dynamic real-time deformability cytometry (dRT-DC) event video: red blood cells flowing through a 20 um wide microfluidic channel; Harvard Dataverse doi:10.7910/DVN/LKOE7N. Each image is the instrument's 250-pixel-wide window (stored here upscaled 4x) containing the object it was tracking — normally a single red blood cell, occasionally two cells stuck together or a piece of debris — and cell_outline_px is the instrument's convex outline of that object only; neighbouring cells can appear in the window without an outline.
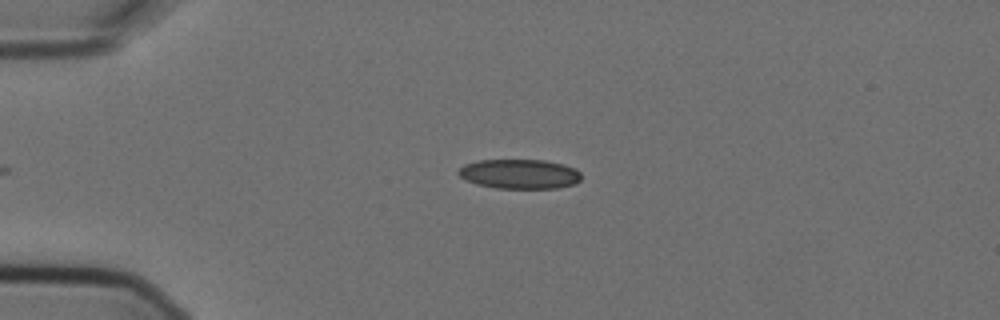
{"species": "Egyptian fruit bat (a non-hibernating species)", "species_latin": "Rousettus aegyptiacus", "temperature_condition": "cold", "stored_images_in_passage": 3, "camera_frame_rate_fps": 3000, "um_per_image_px": 0.085, "animal": {"sex": "female"}, "frame": {"image": 1, "passage_image": 3, "time_ms": 0.667, "image_size_px": [1000, 320], "cell_outline_px": [[580, 180], [576, 184], [556, 188], [496, 188], [476, 184], [464, 180], [456, 172], [464, 164], [480, 160], [544, 160], [564, 164], [576, 168], [580, 172]], "centroid_in_image_um": [44.16, 14.79], "position_along_channel_um": 40.8, "area_um2": 21.33}}